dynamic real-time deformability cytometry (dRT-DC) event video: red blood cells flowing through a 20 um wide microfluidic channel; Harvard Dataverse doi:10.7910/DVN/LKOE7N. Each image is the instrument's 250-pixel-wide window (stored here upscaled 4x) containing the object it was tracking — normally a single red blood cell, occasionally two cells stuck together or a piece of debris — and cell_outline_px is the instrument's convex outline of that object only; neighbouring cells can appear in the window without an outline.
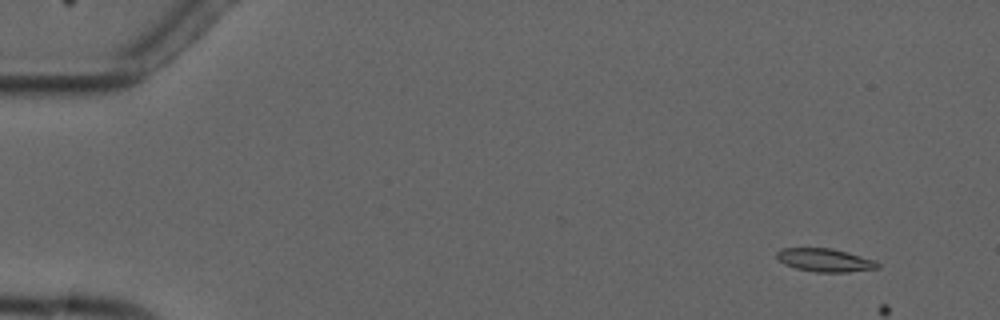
{"species": "common noctule bat (a hibernating species)", "species_latin": "Nyctalus noctula", "temperature_condition": "cold", "stored_images_in_passage": 6, "camera_frame_rate_fps": 3000, "um_per_image_px": 0.085, "animal": {"sex": "male", "forearm_length_mm": 52.5}, "frame": {"image": 1, "passage_image": 2, "time_ms": 1.0, "image_size_px": [1000, 320], "cell_outline_px": [[880, 268], [848, 272], [816, 272], [796, 268], [784, 264], [776, 256], [776, 252], [784, 248], [832, 248], [848, 252], [872, 260], [880, 264]], "centroid_in_image_um": [70.12, 22.11], "position_along_channel_um": 14.9, "area_um2": 13.53}}